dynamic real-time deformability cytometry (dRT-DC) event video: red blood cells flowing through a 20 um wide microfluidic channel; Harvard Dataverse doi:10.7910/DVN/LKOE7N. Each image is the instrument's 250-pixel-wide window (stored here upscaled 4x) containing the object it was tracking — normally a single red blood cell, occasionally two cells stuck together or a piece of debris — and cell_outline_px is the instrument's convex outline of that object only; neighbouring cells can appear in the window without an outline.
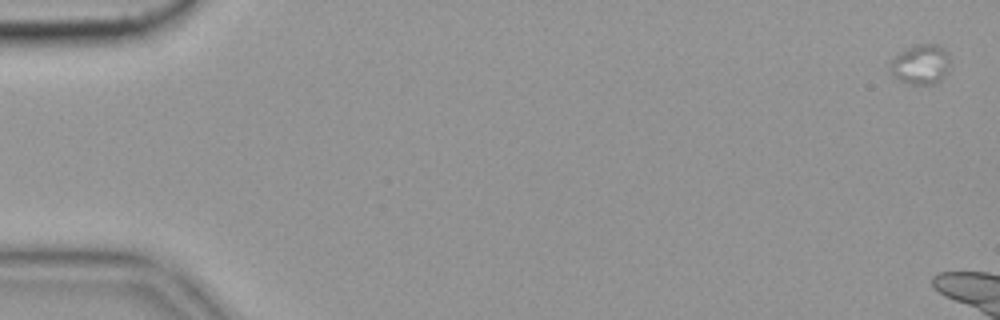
{"species": "common noctule bat (a hibernating species)", "species_latin": "Nyctalus noctula", "temperature_condition": "cold", "stored_images_in_passage": 8, "camera_frame_rate_fps": 3000, "um_per_image_px": 0.085, "animal": {"sex": "female", "body_mass_g": 19.9}, "frame": {"image": 1, "passage_image": 2, "time_ms": 0.333, "image_size_px": [1000, 320], "cell_outline_px": [[948, 56], [944, 72], [940, 80], [932, 84], [908, 84], [892, 76], [888, 68], [888, 64], [904, 48], [916, 44], [936, 44], [944, 48], [948, 52]], "centroid_in_image_um": [78.17, 5.46], "position_along_channel_um": 6.8, "area_um2": 13.76}}